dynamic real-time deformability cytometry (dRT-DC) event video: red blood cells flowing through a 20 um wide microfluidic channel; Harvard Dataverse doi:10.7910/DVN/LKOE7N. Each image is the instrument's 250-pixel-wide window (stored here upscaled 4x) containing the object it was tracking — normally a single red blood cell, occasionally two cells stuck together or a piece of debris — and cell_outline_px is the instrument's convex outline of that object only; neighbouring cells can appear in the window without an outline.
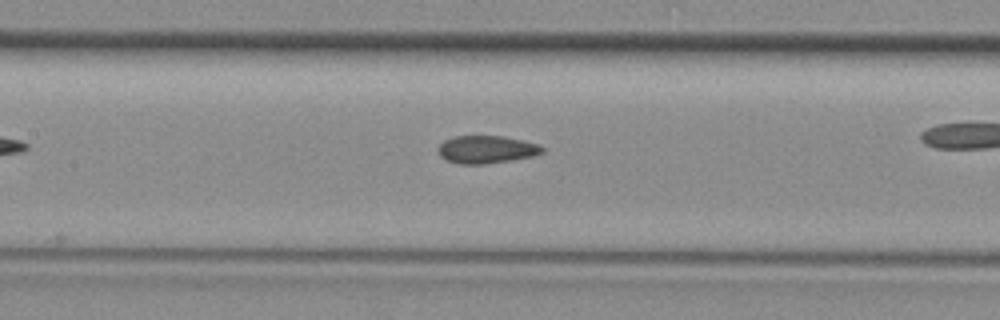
{"species": "common noctule bat (a hibernating species)", "species_latin": "Nyctalus noctula", "temperature_condition": "room temperature", "stored_images_in_passage": 27, "camera_frame_rate_fps": 3000, "um_per_image_px": 0.085, "animal": {"sex": "female", "body_mass_g": 29.2, "forearm_length_mm": 56.3}, "frame": {"image": 1, "passage_image": 13, "time_ms": 4.0, "image_size_px": [1000, 320], "cell_outline_px": [[544, 152], [532, 156], [512, 160], [484, 164], [460, 164], [448, 160], [440, 156], [436, 148], [444, 140], [452, 136], [504, 136], [540, 144], [544, 148]], "centroid_in_image_um": [41.34, 12.7], "position_along_channel_um": 166.1, "area_um2": 16.94}}
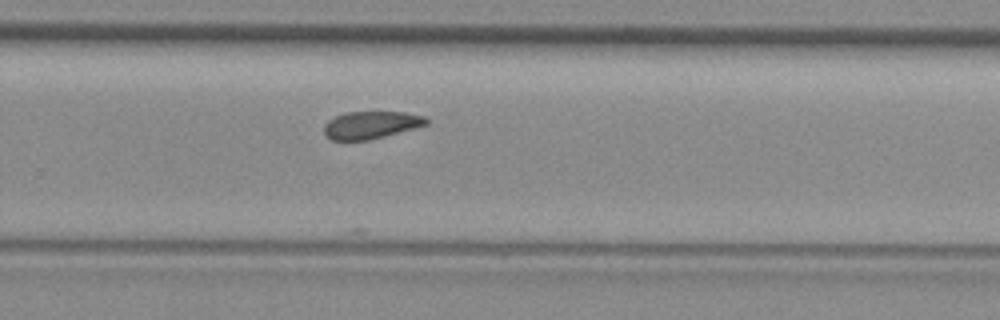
{"frame": {"image": 2, "passage_image": 24, "time_ms": 7.667, "image_size_px": [1000, 320], "cell_outline_px": [[428, 124], [384, 136], [368, 140], [332, 140], [324, 132], [324, 124], [328, 120], [344, 112], [404, 112], [424, 116], [428, 120]], "centroid_in_image_um": [31.51, 10.61], "position_along_channel_um": 298.3, "area_um2": 16.18}}
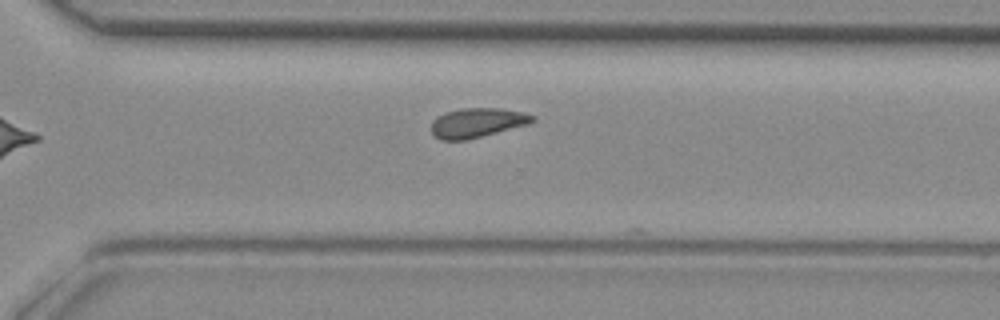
{"frame": {"image": 3, "passage_image": 26, "time_ms": 8.333, "image_size_px": [1000, 320], "cell_outline_px": [[536, 120], [528, 124], [468, 140], [440, 140], [432, 132], [432, 120], [448, 112], [460, 108], [500, 108], [524, 112], [536, 116]], "centroid_in_image_um": [40.6, 10.43], "position_along_channel_um": 330.0, "area_um2": 17.34}}